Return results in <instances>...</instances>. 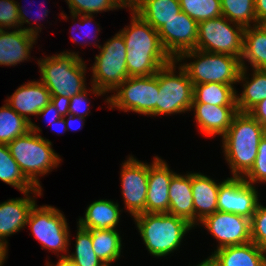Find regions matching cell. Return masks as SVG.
Instances as JSON below:
<instances>
[{"mask_svg": "<svg viewBox=\"0 0 266 266\" xmlns=\"http://www.w3.org/2000/svg\"><path fill=\"white\" fill-rule=\"evenodd\" d=\"M265 128L249 113L237 112L221 137L226 162L235 177H243L253 166Z\"/></svg>", "mask_w": 266, "mask_h": 266, "instance_id": "1", "label": "cell"}, {"mask_svg": "<svg viewBox=\"0 0 266 266\" xmlns=\"http://www.w3.org/2000/svg\"><path fill=\"white\" fill-rule=\"evenodd\" d=\"M41 78L52 100L65 103L87 88L86 65L79 52L63 51L37 61Z\"/></svg>", "mask_w": 266, "mask_h": 266, "instance_id": "2", "label": "cell"}, {"mask_svg": "<svg viewBox=\"0 0 266 266\" xmlns=\"http://www.w3.org/2000/svg\"><path fill=\"white\" fill-rule=\"evenodd\" d=\"M42 130L34 122L31 130L7 144L10 154L17 162L24 176L42 190L39 177L57 168L62 159L52 148V142L42 137Z\"/></svg>", "mask_w": 266, "mask_h": 266, "instance_id": "3", "label": "cell"}, {"mask_svg": "<svg viewBox=\"0 0 266 266\" xmlns=\"http://www.w3.org/2000/svg\"><path fill=\"white\" fill-rule=\"evenodd\" d=\"M136 228L151 256L165 257L181 246L194 227L169 213H141L133 217Z\"/></svg>", "mask_w": 266, "mask_h": 266, "instance_id": "4", "label": "cell"}, {"mask_svg": "<svg viewBox=\"0 0 266 266\" xmlns=\"http://www.w3.org/2000/svg\"><path fill=\"white\" fill-rule=\"evenodd\" d=\"M193 62H186V59ZM187 72L193 85L209 82L235 85L242 69L241 60L229 54L209 53L202 50H190L182 53L176 62Z\"/></svg>", "mask_w": 266, "mask_h": 266, "instance_id": "5", "label": "cell"}, {"mask_svg": "<svg viewBox=\"0 0 266 266\" xmlns=\"http://www.w3.org/2000/svg\"><path fill=\"white\" fill-rule=\"evenodd\" d=\"M96 42H99L98 38L93 44L98 46L100 52L95 56V61L90 67L92 70L91 85H94L104 94L111 93L129 77L126 66L125 41L122 34L117 32L103 46Z\"/></svg>", "mask_w": 266, "mask_h": 266, "instance_id": "6", "label": "cell"}, {"mask_svg": "<svg viewBox=\"0 0 266 266\" xmlns=\"http://www.w3.org/2000/svg\"><path fill=\"white\" fill-rule=\"evenodd\" d=\"M177 64L176 60H172L158 70L159 95L156 103V116L191 111L193 84L180 63L179 66ZM176 66L179 73L176 71Z\"/></svg>", "mask_w": 266, "mask_h": 266, "instance_id": "7", "label": "cell"}, {"mask_svg": "<svg viewBox=\"0 0 266 266\" xmlns=\"http://www.w3.org/2000/svg\"><path fill=\"white\" fill-rule=\"evenodd\" d=\"M113 93L105 100L110 106L109 109L156 116L159 95L158 72L149 76L128 77Z\"/></svg>", "mask_w": 266, "mask_h": 266, "instance_id": "8", "label": "cell"}, {"mask_svg": "<svg viewBox=\"0 0 266 266\" xmlns=\"http://www.w3.org/2000/svg\"><path fill=\"white\" fill-rule=\"evenodd\" d=\"M65 215L56 207L51 205H34L30 211L26 226L30 227L32 235L41 243L45 250L56 253H66L61 257H67L69 250L70 228ZM69 228V229H68Z\"/></svg>", "mask_w": 266, "mask_h": 266, "instance_id": "9", "label": "cell"}, {"mask_svg": "<svg viewBox=\"0 0 266 266\" xmlns=\"http://www.w3.org/2000/svg\"><path fill=\"white\" fill-rule=\"evenodd\" d=\"M244 29L224 16L201 21L198 23L196 50L229 54L241 59Z\"/></svg>", "mask_w": 266, "mask_h": 266, "instance_id": "10", "label": "cell"}, {"mask_svg": "<svg viewBox=\"0 0 266 266\" xmlns=\"http://www.w3.org/2000/svg\"><path fill=\"white\" fill-rule=\"evenodd\" d=\"M121 165V193L127 212L131 217L146 213L149 164L129 155Z\"/></svg>", "mask_w": 266, "mask_h": 266, "instance_id": "11", "label": "cell"}, {"mask_svg": "<svg viewBox=\"0 0 266 266\" xmlns=\"http://www.w3.org/2000/svg\"><path fill=\"white\" fill-rule=\"evenodd\" d=\"M200 225L216 238V250L251 241L250 219L242 215L217 210L200 221L198 227Z\"/></svg>", "mask_w": 266, "mask_h": 266, "instance_id": "12", "label": "cell"}, {"mask_svg": "<svg viewBox=\"0 0 266 266\" xmlns=\"http://www.w3.org/2000/svg\"><path fill=\"white\" fill-rule=\"evenodd\" d=\"M255 185L247 183L243 177H227L220 184L218 210L252 218L259 205Z\"/></svg>", "mask_w": 266, "mask_h": 266, "instance_id": "13", "label": "cell"}, {"mask_svg": "<svg viewBox=\"0 0 266 266\" xmlns=\"http://www.w3.org/2000/svg\"><path fill=\"white\" fill-rule=\"evenodd\" d=\"M158 34L166 53L176 60L182 53L196 49L198 23L181 11L167 21Z\"/></svg>", "mask_w": 266, "mask_h": 266, "instance_id": "14", "label": "cell"}, {"mask_svg": "<svg viewBox=\"0 0 266 266\" xmlns=\"http://www.w3.org/2000/svg\"><path fill=\"white\" fill-rule=\"evenodd\" d=\"M23 194L25 197L12 198L0 203V243L6 246L7 237L25 228L30 211L37 203L35 197L42 196V190L34 189ZM30 194H34L33 197Z\"/></svg>", "mask_w": 266, "mask_h": 266, "instance_id": "15", "label": "cell"}, {"mask_svg": "<svg viewBox=\"0 0 266 266\" xmlns=\"http://www.w3.org/2000/svg\"><path fill=\"white\" fill-rule=\"evenodd\" d=\"M175 173L162 158L153 157L149 164L146 213H169V185Z\"/></svg>", "mask_w": 266, "mask_h": 266, "instance_id": "16", "label": "cell"}, {"mask_svg": "<svg viewBox=\"0 0 266 266\" xmlns=\"http://www.w3.org/2000/svg\"><path fill=\"white\" fill-rule=\"evenodd\" d=\"M51 101L49 90L40 80L22 84L5 100L17 114L30 124L32 119L29 116H37Z\"/></svg>", "mask_w": 266, "mask_h": 266, "instance_id": "17", "label": "cell"}, {"mask_svg": "<svg viewBox=\"0 0 266 266\" xmlns=\"http://www.w3.org/2000/svg\"><path fill=\"white\" fill-rule=\"evenodd\" d=\"M129 11H131V23L119 31L124 38L127 52L166 53L158 31L130 7Z\"/></svg>", "mask_w": 266, "mask_h": 266, "instance_id": "18", "label": "cell"}, {"mask_svg": "<svg viewBox=\"0 0 266 266\" xmlns=\"http://www.w3.org/2000/svg\"><path fill=\"white\" fill-rule=\"evenodd\" d=\"M195 121L200 133L206 137L223 136L231 125L236 106H217L204 103H192Z\"/></svg>", "mask_w": 266, "mask_h": 266, "instance_id": "19", "label": "cell"}, {"mask_svg": "<svg viewBox=\"0 0 266 266\" xmlns=\"http://www.w3.org/2000/svg\"><path fill=\"white\" fill-rule=\"evenodd\" d=\"M215 179L200 172H191V187L194 206V227L205 217L218 210V192L220 184Z\"/></svg>", "mask_w": 266, "mask_h": 266, "instance_id": "20", "label": "cell"}, {"mask_svg": "<svg viewBox=\"0 0 266 266\" xmlns=\"http://www.w3.org/2000/svg\"><path fill=\"white\" fill-rule=\"evenodd\" d=\"M37 37L19 28L0 30V65L16 66L31 58L30 52Z\"/></svg>", "mask_w": 266, "mask_h": 266, "instance_id": "21", "label": "cell"}, {"mask_svg": "<svg viewBox=\"0 0 266 266\" xmlns=\"http://www.w3.org/2000/svg\"><path fill=\"white\" fill-rule=\"evenodd\" d=\"M210 258L217 266H266V252L252 241L214 250Z\"/></svg>", "mask_w": 266, "mask_h": 266, "instance_id": "22", "label": "cell"}, {"mask_svg": "<svg viewBox=\"0 0 266 266\" xmlns=\"http://www.w3.org/2000/svg\"><path fill=\"white\" fill-rule=\"evenodd\" d=\"M169 214L186 220L194 227V206L191 173H175L169 185Z\"/></svg>", "mask_w": 266, "mask_h": 266, "instance_id": "23", "label": "cell"}, {"mask_svg": "<svg viewBox=\"0 0 266 266\" xmlns=\"http://www.w3.org/2000/svg\"><path fill=\"white\" fill-rule=\"evenodd\" d=\"M119 206L118 202L109 199L95 200L87 207L84 217L78 219L77 225L86 230L117 229L123 211Z\"/></svg>", "mask_w": 266, "mask_h": 266, "instance_id": "24", "label": "cell"}, {"mask_svg": "<svg viewBox=\"0 0 266 266\" xmlns=\"http://www.w3.org/2000/svg\"><path fill=\"white\" fill-rule=\"evenodd\" d=\"M129 7L157 31L182 11L179 0H130Z\"/></svg>", "mask_w": 266, "mask_h": 266, "instance_id": "25", "label": "cell"}, {"mask_svg": "<svg viewBox=\"0 0 266 266\" xmlns=\"http://www.w3.org/2000/svg\"><path fill=\"white\" fill-rule=\"evenodd\" d=\"M247 69V67L242 68L238 78V83L243 84L242 93H236L238 112H249L259 102L266 99V69H253L249 75ZM250 75L251 78H249Z\"/></svg>", "mask_w": 266, "mask_h": 266, "instance_id": "26", "label": "cell"}, {"mask_svg": "<svg viewBox=\"0 0 266 266\" xmlns=\"http://www.w3.org/2000/svg\"><path fill=\"white\" fill-rule=\"evenodd\" d=\"M240 60L242 68H248L245 64L248 61L252 69H266V32L259 24L244 29Z\"/></svg>", "mask_w": 266, "mask_h": 266, "instance_id": "27", "label": "cell"}, {"mask_svg": "<svg viewBox=\"0 0 266 266\" xmlns=\"http://www.w3.org/2000/svg\"><path fill=\"white\" fill-rule=\"evenodd\" d=\"M234 85L222 83H204L193 85V103H204L217 106H236Z\"/></svg>", "mask_w": 266, "mask_h": 266, "instance_id": "28", "label": "cell"}, {"mask_svg": "<svg viewBox=\"0 0 266 266\" xmlns=\"http://www.w3.org/2000/svg\"><path fill=\"white\" fill-rule=\"evenodd\" d=\"M88 231L91 233L93 250L105 265H110L120 258L123 243L117 229Z\"/></svg>", "mask_w": 266, "mask_h": 266, "instance_id": "29", "label": "cell"}, {"mask_svg": "<svg viewBox=\"0 0 266 266\" xmlns=\"http://www.w3.org/2000/svg\"><path fill=\"white\" fill-rule=\"evenodd\" d=\"M126 54L129 77L154 75L172 61L167 53L126 52Z\"/></svg>", "mask_w": 266, "mask_h": 266, "instance_id": "30", "label": "cell"}, {"mask_svg": "<svg viewBox=\"0 0 266 266\" xmlns=\"http://www.w3.org/2000/svg\"><path fill=\"white\" fill-rule=\"evenodd\" d=\"M0 181L17 188L21 193L38 189L24 176L7 144H0Z\"/></svg>", "mask_w": 266, "mask_h": 266, "instance_id": "31", "label": "cell"}, {"mask_svg": "<svg viewBox=\"0 0 266 266\" xmlns=\"http://www.w3.org/2000/svg\"><path fill=\"white\" fill-rule=\"evenodd\" d=\"M31 130V124L7 103L0 107V144H8Z\"/></svg>", "mask_w": 266, "mask_h": 266, "instance_id": "32", "label": "cell"}, {"mask_svg": "<svg viewBox=\"0 0 266 266\" xmlns=\"http://www.w3.org/2000/svg\"><path fill=\"white\" fill-rule=\"evenodd\" d=\"M221 9L233 23L244 28L256 25L255 0H221Z\"/></svg>", "mask_w": 266, "mask_h": 266, "instance_id": "33", "label": "cell"}, {"mask_svg": "<svg viewBox=\"0 0 266 266\" xmlns=\"http://www.w3.org/2000/svg\"><path fill=\"white\" fill-rule=\"evenodd\" d=\"M75 251L67 254V258L78 266H104L93 250L91 233L77 225Z\"/></svg>", "mask_w": 266, "mask_h": 266, "instance_id": "34", "label": "cell"}, {"mask_svg": "<svg viewBox=\"0 0 266 266\" xmlns=\"http://www.w3.org/2000/svg\"><path fill=\"white\" fill-rule=\"evenodd\" d=\"M182 12L197 23L222 16L221 0H179Z\"/></svg>", "mask_w": 266, "mask_h": 266, "instance_id": "35", "label": "cell"}, {"mask_svg": "<svg viewBox=\"0 0 266 266\" xmlns=\"http://www.w3.org/2000/svg\"><path fill=\"white\" fill-rule=\"evenodd\" d=\"M71 14L94 15L116 9L129 8L127 0H65Z\"/></svg>", "mask_w": 266, "mask_h": 266, "instance_id": "36", "label": "cell"}, {"mask_svg": "<svg viewBox=\"0 0 266 266\" xmlns=\"http://www.w3.org/2000/svg\"><path fill=\"white\" fill-rule=\"evenodd\" d=\"M91 89L88 91L86 88L82 92L78 93L77 95L71 97L64 103V110L65 113L70 115H77L79 117L86 118L90 111V100H88V92L96 95L101 96L105 95L101 90H98L94 85H91ZM89 102V103H88ZM89 104V105H88Z\"/></svg>", "mask_w": 266, "mask_h": 266, "instance_id": "37", "label": "cell"}, {"mask_svg": "<svg viewBox=\"0 0 266 266\" xmlns=\"http://www.w3.org/2000/svg\"><path fill=\"white\" fill-rule=\"evenodd\" d=\"M252 185L266 183V134L262 137L258 147V154L252 168L243 176Z\"/></svg>", "mask_w": 266, "mask_h": 266, "instance_id": "38", "label": "cell"}, {"mask_svg": "<svg viewBox=\"0 0 266 266\" xmlns=\"http://www.w3.org/2000/svg\"><path fill=\"white\" fill-rule=\"evenodd\" d=\"M250 224L251 241L266 252V206L259 203Z\"/></svg>", "mask_w": 266, "mask_h": 266, "instance_id": "39", "label": "cell"}, {"mask_svg": "<svg viewBox=\"0 0 266 266\" xmlns=\"http://www.w3.org/2000/svg\"><path fill=\"white\" fill-rule=\"evenodd\" d=\"M20 28L17 1L0 0V30Z\"/></svg>", "mask_w": 266, "mask_h": 266, "instance_id": "40", "label": "cell"}, {"mask_svg": "<svg viewBox=\"0 0 266 266\" xmlns=\"http://www.w3.org/2000/svg\"><path fill=\"white\" fill-rule=\"evenodd\" d=\"M72 17V20L73 21H76L77 19V22H78V24H76V23H74L76 26H79V29H81V34H84V35H82V36H84L85 38H88L89 36H92V33L93 32H95V34L93 35V39H92V41L93 40H96V38L98 37L97 36V33H99V31H100V26L97 28V32L96 31H93L91 28H90V25H91V22L94 20V15H76V14H70ZM79 17V18H78ZM93 19V20H92ZM74 25V26H75ZM93 26V25H92ZM82 28H83V30H86V31H82ZM77 29V28H76ZM74 30V29H73ZM73 30H71V32L73 31ZM91 30H92V32H91ZM75 31V30H74ZM83 32V33H82ZM73 33V32H72ZM75 35V34H74ZM77 35V34H76ZM80 34H78V36H79ZM87 35V36H86ZM84 37H82L83 38V43H85V45H87V43H88V45L90 44H92V43H90V42H86L85 41V38ZM78 37L77 36H71V40L73 41V42H76V43H78V44H83L82 43V41H81V43H79L80 42V40H79V38L77 39ZM81 38V39H82ZM95 38V39H94ZM79 40V41H78Z\"/></svg>", "mask_w": 266, "mask_h": 266, "instance_id": "41", "label": "cell"}, {"mask_svg": "<svg viewBox=\"0 0 266 266\" xmlns=\"http://www.w3.org/2000/svg\"><path fill=\"white\" fill-rule=\"evenodd\" d=\"M17 7H18V17H19V20H20V28L21 29H23V30H25L26 32H28V33H30V34H32V35H34V36H36L37 38H38V33L39 32H41V29H42V27H40L41 26V24L39 25H37V24H35L36 26H33L34 24H32V23H30L31 21L28 19V17H27V15H29V13L25 10V9H22V8H24V7H22L21 5H20V3H18L17 2ZM41 14V13H40ZM40 14H37L36 13V16H37V18H39V21H40V19H44L43 17H47L48 16V10L47 9H45L44 11H43V13L40 15ZM39 15V16H38ZM35 16V15H34ZM36 18V17H35ZM33 20V19H32ZM35 21V20H34ZM24 24H29V26L30 27H24L23 25ZM32 24V25H31ZM23 26V27H22ZM33 26V27H32ZM38 26V27H37ZM40 30V31H39Z\"/></svg>", "mask_w": 266, "mask_h": 266, "instance_id": "42", "label": "cell"}, {"mask_svg": "<svg viewBox=\"0 0 266 266\" xmlns=\"http://www.w3.org/2000/svg\"><path fill=\"white\" fill-rule=\"evenodd\" d=\"M64 103L52 100L44 109H42L37 116H46L50 125L63 117Z\"/></svg>", "mask_w": 266, "mask_h": 266, "instance_id": "43", "label": "cell"}, {"mask_svg": "<svg viewBox=\"0 0 266 266\" xmlns=\"http://www.w3.org/2000/svg\"><path fill=\"white\" fill-rule=\"evenodd\" d=\"M249 113L265 128L266 130V99L259 102Z\"/></svg>", "mask_w": 266, "mask_h": 266, "instance_id": "44", "label": "cell"}, {"mask_svg": "<svg viewBox=\"0 0 266 266\" xmlns=\"http://www.w3.org/2000/svg\"><path fill=\"white\" fill-rule=\"evenodd\" d=\"M65 124L67 126V130H73L77 131L78 129H82V127L85 125V118L79 117L77 115H70L64 112L63 114ZM77 123H80L79 125H76ZM76 125V126H75ZM75 126V127H74Z\"/></svg>", "mask_w": 266, "mask_h": 266, "instance_id": "45", "label": "cell"}, {"mask_svg": "<svg viewBox=\"0 0 266 266\" xmlns=\"http://www.w3.org/2000/svg\"><path fill=\"white\" fill-rule=\"evenodd\" d=\"M256 25L266 20V0H255Z\"/></svg>", "mask_w": 266, "mask_h": 266, "instance_id": "46", "label": "cell"}, {"mask_svg": "<svg viewBox=\"0 0 266 266\" xmlns=\"http://www.w3.org/2000/svg\"><path fill=\"white\" fill-rule=\"evenodd\" d=\"M46 266H78L75 262L71 261L67 257H60L56 264H51V262L46 261Z\"/></svg>", "mask_w": 266, "mask_h": 266, "instance_id": "47", "label": "cell"}, {"mask_svg": "<svg viewBox=\"0 0 266 266\" xmlns=\"http://www.w3.org/2000/svg\"><path fill=\"white\" fill-rule=\"evenodd\" d=\"M51 128H53L54 132L57 131L58 133H64L67 131V126L65 124L64 117L57 120L54 124L51 125Z\"/></svg>", "mask_w": 266, "mask_h": 266, "instance_id": "48", "label": "cell"}, {"mask_svg": "<svg viewBox=\"0 0 266 266\" xmlns=\"http://www.w3.org/2000/svg\"><path fill=\"white\" fill-rule=\"evenodd\" d=\"M8 246H6L3 243H0V266H3L4 262L6 261V258L8 257Z\"/></svg>", "mask_w": 266, "mask_h": 266, "instance_id": "49", "label": "cell"}, {"mask_svg": "<svg viewBox=\"0 0 266 266\" xmlns=\"http://www.w3.org/2000/svg\"><path fill=\"white\" fill-rule=\"evenodd\" d=\"M196 266H217V265L209 256L208 258H206Z\"/></svg>", "mask_w": 266, "mask_h": 266, "instance_id": "50", "label": "cell"}, {"mask_svg": "<svg viewBox=\"0 0 266 266\" xmlns=\"http://www.w3.org/2000/svg\"><path fill=\"white\" fill-rule=\"evenodd\" d=\"M259 25H260V26L264 29V31L266 32V20L260 22Z\"/></svg>", "mask_w": 266, "mask_h": 266, "instance_id": "51", "label": "cell"}]
</instances>
